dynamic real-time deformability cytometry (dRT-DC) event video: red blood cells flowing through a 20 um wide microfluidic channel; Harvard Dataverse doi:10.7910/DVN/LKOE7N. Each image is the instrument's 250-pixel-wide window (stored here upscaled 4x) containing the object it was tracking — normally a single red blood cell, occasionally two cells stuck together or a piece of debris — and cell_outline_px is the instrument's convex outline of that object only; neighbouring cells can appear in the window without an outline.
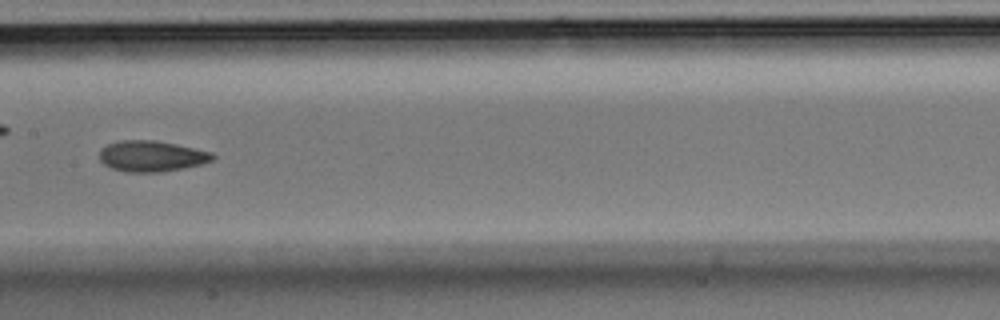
{"species": "Egyptian fruit bat (a non-hibernating species)", "species_latin": "Rousettus aegyptiacus", "temperature_condition": "room temperature", "stored_images_in_passage": 35, "camera_frame_rate_fps": 3000, "um_per_image_px": 0.085, "animal": {"sex": "male"}, "frame": {"image": 1, "passage_image": 16, "time_ms": 5.0, "image_size_px": [1000, 320], "cell_outline_px": [[216, 156], [212, 160], [204, 164], [184, 168], [160, 172], [124, 172], [112, 168], [104, 164], [100, 160], [100, 152], [108, 144], [120, 140], [156, 140], [176, 144], [212, 152]], "centroid_in_image_um": [12.92, 13.28], "position_along_channel_um": 194.5, "area_um2": 20.4}}
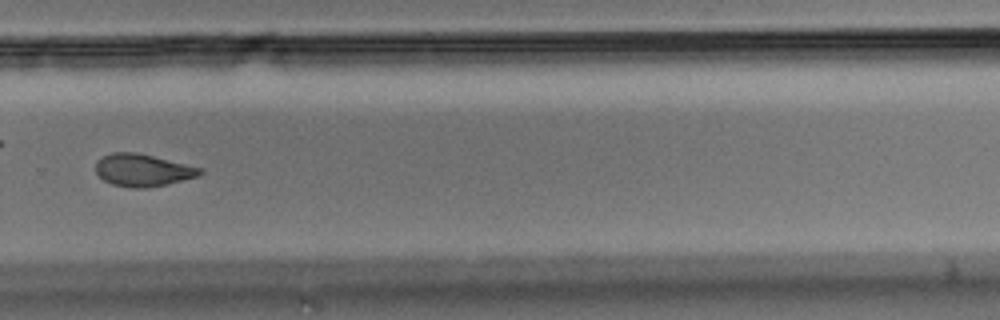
{"frame": {"image": 2, "passage_image": 25, "time_ms": 8.0, "image_size_px": [1000, 320], "cell_outline_px": [[204, 172], [200, 176], [168, 184], [144, 188], [132, 188], [112, 184], [104, 180], [96, 172], [96, 160], [112, 152], [136, 152], [204, 168]], "centroid_in_image_um": [12.17, 14.46], "position_along_channel_um": 317.6, "area_um2": 19.77}}